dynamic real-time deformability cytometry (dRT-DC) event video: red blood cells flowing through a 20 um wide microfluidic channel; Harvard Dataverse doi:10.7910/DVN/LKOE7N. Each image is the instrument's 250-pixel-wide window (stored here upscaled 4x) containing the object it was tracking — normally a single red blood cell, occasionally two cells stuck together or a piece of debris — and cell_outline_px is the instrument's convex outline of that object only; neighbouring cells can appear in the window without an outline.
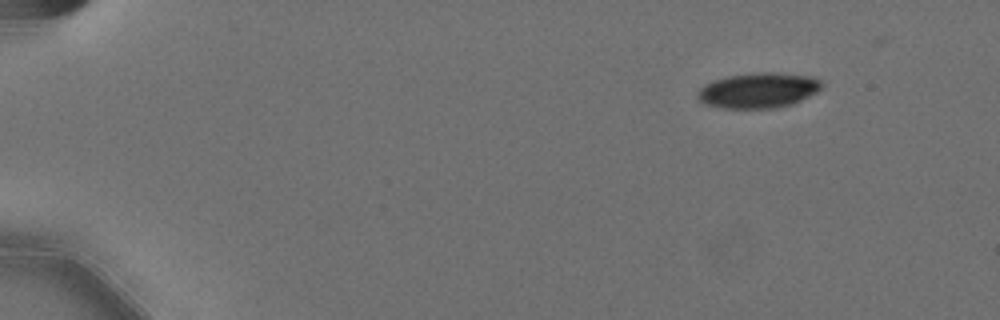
{"species": "Egyptian fruit bat (a non-hibernating species)", "species_latin": "Rousettus aegyptiacus", "temperature_condition": "cold", "stored_images_in_passage": 48, "camera_frame_rate_fps": 3000, "um_per_image_px": 0.085, "animal": {"sex": "female"}, "frame": {"image": 1, "passage_image": 1, "time_ms": 0.0, "image_size_px": [1000, 320], "cell_outline_px": [[824, 84], [816, 92], [792, 104], [776, 108], [724, 108], [704, 104], [696, 96], [696, 92], [704, 84], [728, 76], [756, 72], [780, 72], [812, 76], [820, 80]], "centroid_in_image_um": [64.46, 7.67], "position_along_channel_um": 20.5, "area_um2": 25.61}}
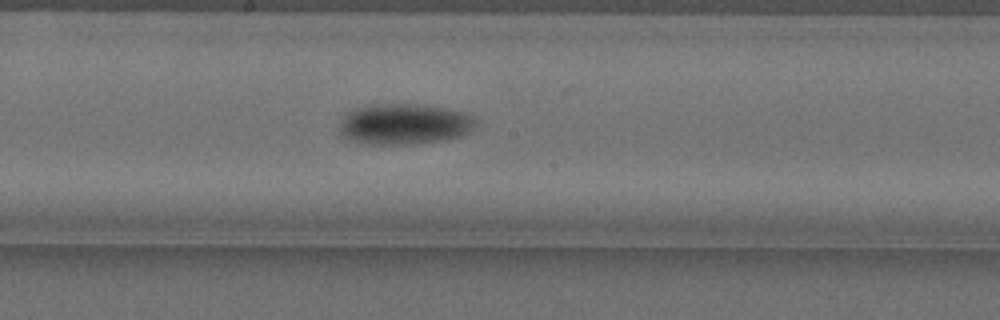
{"frame": {"image": 2, "passage_image": 27, "time_ms": 8.667, "image_size_px": [1000, 320], "cell_outline_px": [[476, 124], [468, 132], [460, 136], [444, 140], [412, 144], [368, 144], [352, 140], [344, 136], [340, 132], [340, 124], [344, 116], [348, 112], [356, 108], [372, 104], [420, 104], [448, 108], [464, 112], [476, 116]], "centroid_in_image_um": [34.41, 10.53], "position_along_channel_um": 213.8, "area_um2": 32.48}}
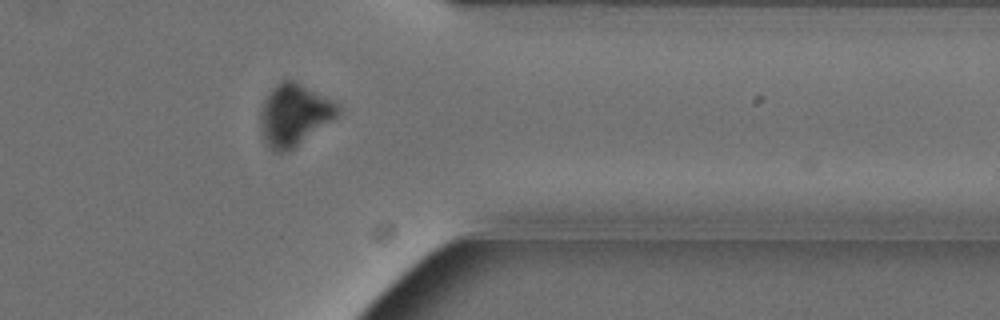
{"frame": {"image": 3, "passage_image": 42, "time_ms": 13.667, "image_size_px": [1000, 320], "cell_outline_px": [[344, 108], [332, 120], [288, 152], [272, 152], [264, 144], [260, 132], [260, 112], [264, 100], [272, 88], [276, 84], [284, 80], [296, 80], [340, 104]], "centroid_in_image_um": [24.99, 9.77], "position_along_channel_um": 386.4, "area_um2": 28.26}, "authors_computed_cell_mechanics": {"area_um2": 29.9115, "velocity_mm_per_s": 3.5841, "shape_relaxation_time_tau1_ms": 4.0919, "shape_relaxation_time_tau2_ms": null, "deformation_change_tau1": 0.1156, "deformation_change_tau2": null}}